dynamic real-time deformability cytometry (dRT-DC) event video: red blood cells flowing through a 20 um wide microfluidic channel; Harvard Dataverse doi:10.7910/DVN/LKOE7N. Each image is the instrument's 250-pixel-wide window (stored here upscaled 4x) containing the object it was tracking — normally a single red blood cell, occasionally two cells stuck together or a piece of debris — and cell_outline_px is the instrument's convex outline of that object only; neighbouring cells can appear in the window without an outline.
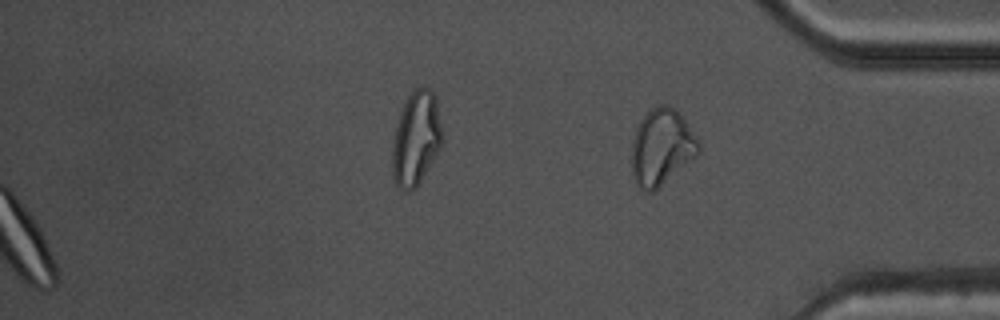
{"species": "common noctule bat (a hibernating species)", "species_latin": "Nyctalus noctula", "temperature_condition": "warm", "stored_images_in_passage": 41, "camera_frame_rate_fps": 3000, "um_per_image_px": 0.085, "animal": {"sex": "male", "body_mass_g": 17.5, "forearm_length_mm": 52.3}, "frame": {"image": 1, "passage_image": 41, "time_ms": 13.333, "image_size_px": [1000, 320], "cell_outline_px": [[700, 152], [696, 156], [652, 192], [644, 192], [636, 184], [632, 176], [632, 140], [636, 128], [640, 120], [652, 108], [660, 104], [668, 104], [676, 108], [700, 144]], "centroid_in_image_um": [56.21, 12.5], "position_along_channel_um": 379.0, "area_um2": 29.48}, "authors_computed_cell_mechanics": {"area_um2": 21.8484, "velocity_mm_per_s": 3.7645, "shape_relaxation_time_tau1_ms": 8.2281, "shape_relaxation_time_tau2_ms": 1.7415, "deformation_change_tau1": 0.1248, "deformation_change_tau2": 0.0727}}